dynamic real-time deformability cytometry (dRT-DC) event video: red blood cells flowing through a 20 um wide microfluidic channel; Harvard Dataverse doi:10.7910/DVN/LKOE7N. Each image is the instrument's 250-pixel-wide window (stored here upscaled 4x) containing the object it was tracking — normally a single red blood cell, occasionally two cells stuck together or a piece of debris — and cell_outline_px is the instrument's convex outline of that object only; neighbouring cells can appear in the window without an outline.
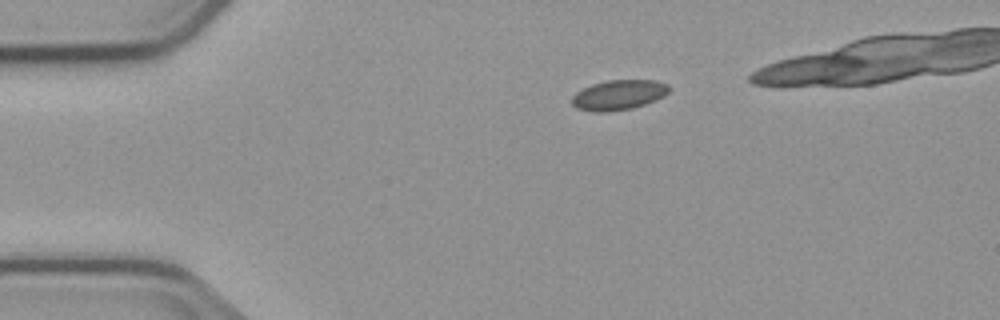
{"species": "common noctule bat (a hibernating species)", "species_latin": "Nyctalus noctula", "temperature_condition": "cold", "stored_images_in_passage": 6, "camera_frame_rate_fps": 3000, "um_per_image_px": 0.085, "animal": {"sex": "male", "body_mass_g": 23.1, "forearm_length_mm": 52.7}, "frame": {"image": 1, "passage_image": 1, "time_ms": 0.0, "image_size_px": [1000, 320], "cell_outline_px": [[668, 92], [664, 96], [656, 100], [632, 108], [608, 112], [596, 112], [576, 108], [572, 104], [572, 96], [576, 92], [592, 84], [608, 80], [656, 80], [668, 84]], "centroid_in_image_um": [52.58, 8.07], "position_along_channel_um": 32.4, "area_um2": 16.94}}